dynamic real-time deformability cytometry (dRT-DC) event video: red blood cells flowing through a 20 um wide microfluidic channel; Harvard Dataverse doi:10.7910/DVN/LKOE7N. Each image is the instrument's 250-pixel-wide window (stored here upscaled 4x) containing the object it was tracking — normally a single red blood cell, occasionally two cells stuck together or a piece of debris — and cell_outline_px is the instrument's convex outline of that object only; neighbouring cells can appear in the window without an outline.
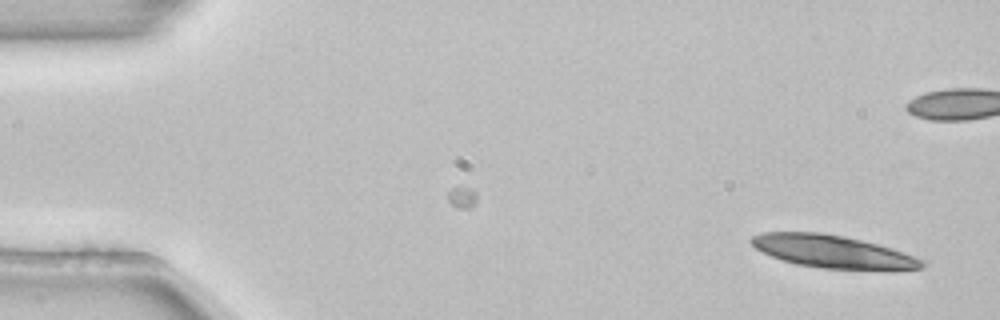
{"species": "common noctule bat (a hibernating species)", "species_latin": "Nyctalus noctula", "temperature_condition": "room temperature", "stored_images_in_passage": 3, "camera_frame_rate_fps": 3000, "um_per_image_px": 0.085, "animal": {"sex": "female", "body_mass_g": 22.7, "forearm_length_mm": 54.2}, "frame": {"image": 1, "passage_image": 3, "time_ms": 0.667, "image_size_px": [1000, 320], "cell_outline_px": [[924, 268], [824, 268], [796, 264], [772, 256], [756, 248], [748, 240], [752, 236], [764, 232], [820, 232], [844, 236], [892, 248], [916, 256], [924, 260]], "centroid_in_image_um": [70.72, 21.35], "position_along_channel_um": 14.3, "area_um2": 31.62}}